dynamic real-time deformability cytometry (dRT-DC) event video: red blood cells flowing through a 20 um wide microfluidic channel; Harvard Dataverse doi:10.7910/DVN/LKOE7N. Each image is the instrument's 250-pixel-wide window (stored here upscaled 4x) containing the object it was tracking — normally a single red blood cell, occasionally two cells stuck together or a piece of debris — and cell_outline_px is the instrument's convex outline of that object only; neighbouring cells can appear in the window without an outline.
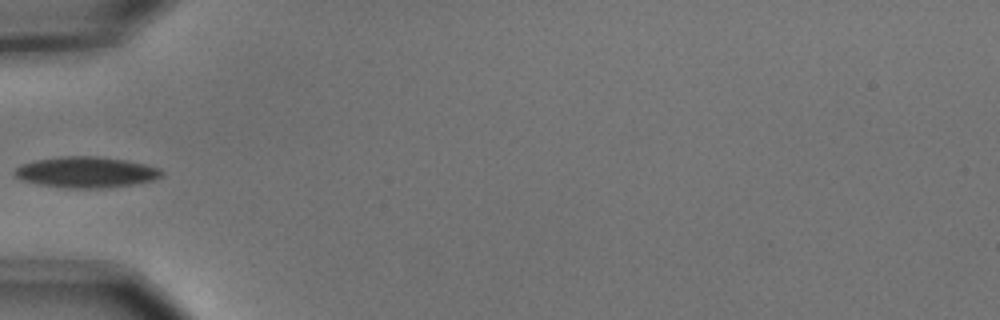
{"species": "common noctule bat (a hibernating species)", "species_latin": "Nyctalus noctula", "temperature_condition": "cold", "stored_images_in_passage": 6, "camera_frame_rate_fps": 3000, "um_per_image_px": 0.085, "animal": {"sex": "male", "body_mass_g": 15.6}, "frame": {"image": 1, "passage_image": 6, "time_ms": 1.667, "image_size_px": [1000, 320], "cell_outline_px": [[164, 172], [160, 176], [152, 180], [132, 184], [100, 188], [64, 188], [36, 184], [24, 180], [16, 176], [12, 172], [20, 164], [36, 160], [60, 156], [96, 156], [124, 160], [144, 164], [160, 168]], "centroid_in_image_um": [7.27, 14.63], "position_along_channel_um": 77.7, "area_um2": 26.36}}